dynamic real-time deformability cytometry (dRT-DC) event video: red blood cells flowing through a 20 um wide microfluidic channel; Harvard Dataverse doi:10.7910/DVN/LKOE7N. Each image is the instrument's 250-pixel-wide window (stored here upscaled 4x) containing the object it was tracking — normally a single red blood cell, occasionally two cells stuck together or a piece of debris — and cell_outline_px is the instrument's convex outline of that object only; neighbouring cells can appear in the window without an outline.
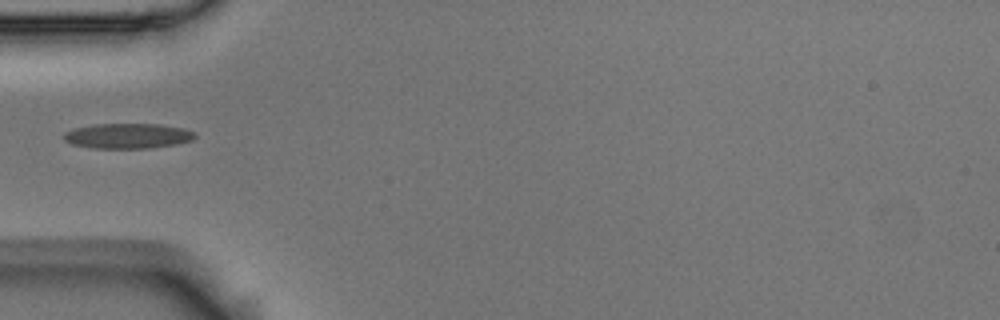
{"species": "Egyptian fruit bat (a non-hibernating species)", "species_latin": "Rousettus aegyptiacus", "temperature_condition": "room temperature", "stored_images_in_passage": 4, "camera_frame_rate_fps": 3000, "um_per_image_px": 0.085, "animal": {"sex": "male"}, "frame": {"image": 1, "passage_image": 4, "time_ms": 1.0, "image_size_px": [1000, 320], "cell_outline_px": [[196, 136], [192, 140], [176, 144], [148, 148], [92, 148], [72, 144], [64, 140], [64, 132], [76, 128], [92, 124], [156, 124], [184, 128], [196, 132]], "centroid_in_image_um": [10.86, 11.55], "position_along_channel_um": 74.1, "area_um2": 19.19}}